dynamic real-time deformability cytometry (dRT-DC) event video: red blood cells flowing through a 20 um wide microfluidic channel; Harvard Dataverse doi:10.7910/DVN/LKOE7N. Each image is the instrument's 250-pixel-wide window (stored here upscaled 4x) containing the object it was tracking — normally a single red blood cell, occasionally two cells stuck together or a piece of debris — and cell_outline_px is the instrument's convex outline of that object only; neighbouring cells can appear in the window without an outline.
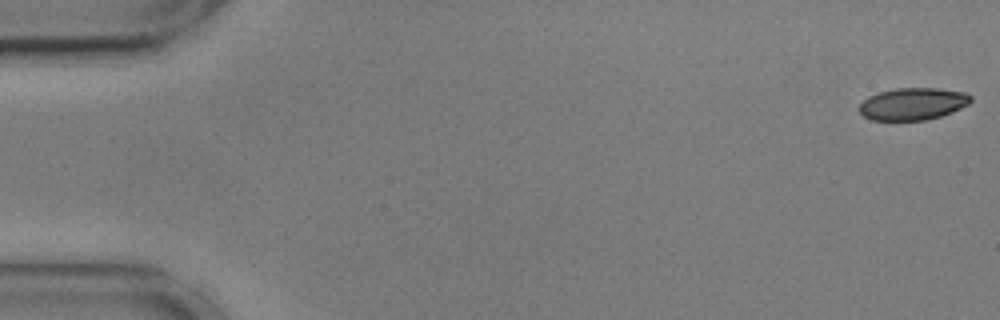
{"species": "common noctule bat (a hibernating species)", "species_latin": "Nyctalus noctula", "temperature_condition": "cold", "stored_images_in_passage": 17, "camera_frame_rate_fps": 3000, "um_per_image_px": 0.085, "animal": {"sex": "male", "body_mass_g": 17.9, "forearm_length_mm": 54.2}, "frame": {"image": 1, "passage_image": 1, "time_ms": 0.0, "image_size_px": [1000, 320], "cell_outline_px": [[972, 100], [968, 104], [952, 112], [940, 116], [924, 120], [872, 120], [864, 116], [860, 112], [860, 104], [868, 96], [880, 92], [896, 88], [936, 88], [968, 92], [972, 96]], "centroid_in_image_um": [77.62, 8.82], "position_along_channel_um": 7.4, "area_um2": 20.87}}
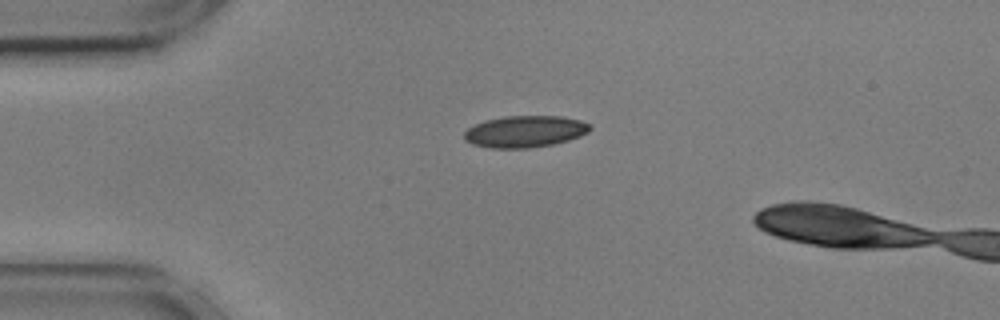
{"frame": {"image": 2, "passage_image": 13, "time_ms": 4.0, "image_size_px": [1000, 320], "cell_outline_px": [[592, 128], [588, 132], [580, 136], [568, 140], [552, 144], [528, 148], [488, 148], [472, 144], [464, 140], [464, 132], [468, 128], [476, 124], [488, 120], [504, 116], [560, 116], [580, 120], [592, 124]], "centroid_in_image_um": [44.63, 11.18], "position_along_channel_um": 40.4, "area_um2": 23.24}}